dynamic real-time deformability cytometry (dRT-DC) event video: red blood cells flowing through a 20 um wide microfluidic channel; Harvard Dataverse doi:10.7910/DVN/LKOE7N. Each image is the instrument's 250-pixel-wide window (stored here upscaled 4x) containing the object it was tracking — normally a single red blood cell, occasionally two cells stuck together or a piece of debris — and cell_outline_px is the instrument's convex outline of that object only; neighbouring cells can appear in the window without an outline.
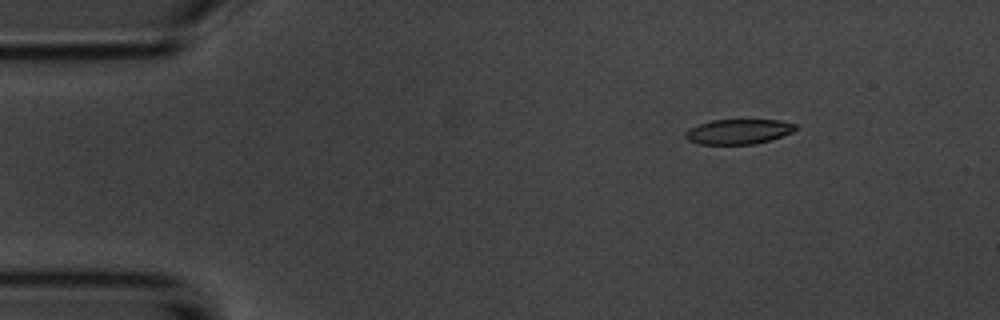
{"species": "common noctule bat (a hibernating species)", "species_latin": "Nyctalus noctula", "temperature_condition": "room temperature", "stored_images_in_passage": 49, "camera_frame_rate_fps": 3000, "um_per_image_px": 0.085, "animal": {"sex": "male", "body_mass_g": 20.1, "forearm_length_mm": 53.5}, "frame": {"image": 1, "passage_image": 2, "time_ms": 0.333, "image_size_px": [1000, 320], "cell_outline_px": [[796, 128], [792, 132], [756, 144], [700, 144], [688, 140], [684, 136], [684, 132], [688, 128], [696, 124], [712, 120], [780, 120], [796, 124]], "centroid_in_image_um": [62.7, 11.18], "position_along_channel_um": 22.3, "area_um2": 16.01}}
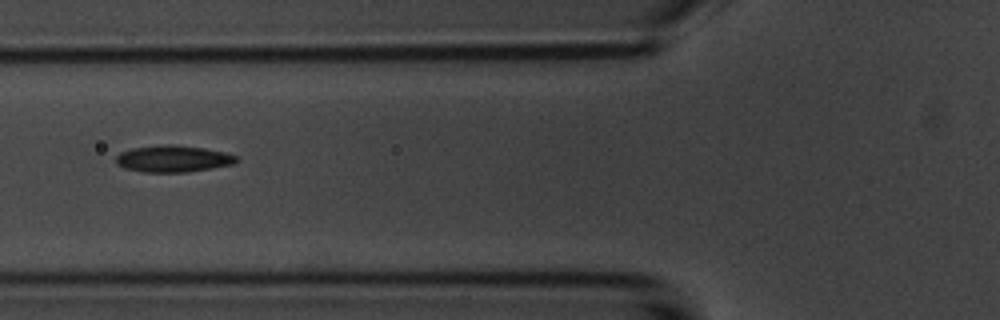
{"frame": {"image": 2, "passage_image": 15, "time_ms": 4.667, "image_size_px": [1000, 320], "cell_outline_px": [[236, 160], [232, 164], [212, 168], [188, 172], [144, 172], [124, 168], [116, 164], [116, 156], [120, 152], [132, 148], [168, 144], [172, 144], [204, 148], [224, 152], [236, 156]], "centroid_in_image_um": [14.67, 13.49], "position_along_channel_um": 111.1, "area_um2": 18.61}}
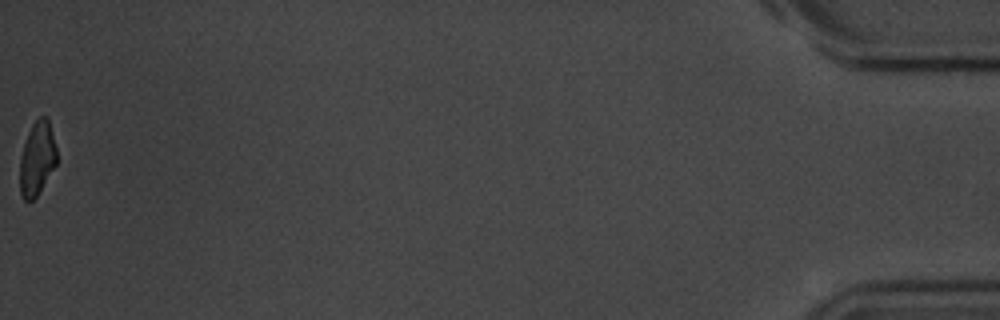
{"frame": {"image": 3, "passage_image": 49, "time_ms": 16.0, "image_size_px": [1000, 320], "cell_outline_px": [[56, 164], [36, 196], [32, 200], [24, 200], [20, 192], [20, 160], [24, 144], [28, 132], [32, 124], [40, 116], [48, 116], [56, 148]], "centroid_in_image_um": [3.15, 13.44], "position_along_channel_um": 432.1, "area_um2": 15.61}, "authors_computed_cell_mechanics": {"area_um2": 17.7446, "velocity_mm_per_s": 3.7159, "shape_relaxation_time_tau1_ms": 4.051, "shape_relaxation_time_tau2_ms": 3.475, "deformation_change_tau1": 0.1356, "deformation_change_tau2": 0.0949}}